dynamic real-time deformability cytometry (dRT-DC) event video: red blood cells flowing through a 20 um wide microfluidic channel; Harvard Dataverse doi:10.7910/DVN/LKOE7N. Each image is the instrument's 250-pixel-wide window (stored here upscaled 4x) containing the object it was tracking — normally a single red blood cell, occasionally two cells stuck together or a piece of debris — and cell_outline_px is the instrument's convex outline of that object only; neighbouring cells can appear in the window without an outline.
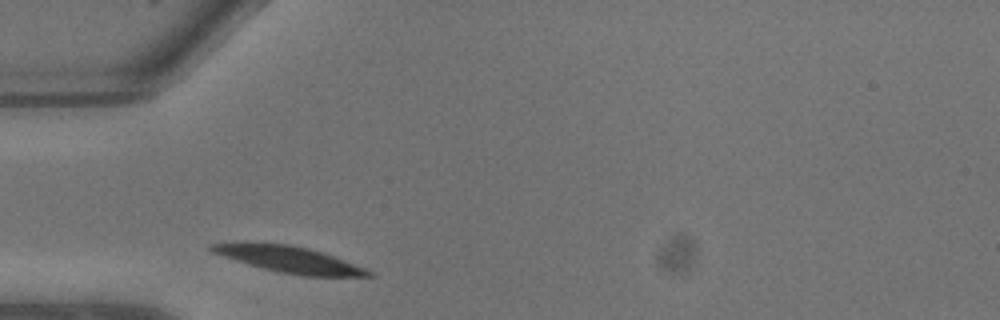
{"species": "common noctule bat (a hibernating species)", "species_latin": "Nyctalus noctula", "temperature_condition": "warm", "stored_images_in_passage": 8, "camera_frame_rate_fps": 3000, "um_per_image_px": 0.085, "animal": {"sex": "male", "body_mass_g": 13.3}, "frame": {"image": 1, "passage_image": 1, "time_ms": 0.0, "image_size_px": [1000, 320], "cell_outline_px": [[372, 276], [300, 276], [280, 272], [264, 268], [236, 260], [212, 252], [208, 248], [208, 244], [240, 240], [252, 240], [292, 244], [308, 248], [332, 256], [364, 268], [372, 272]], "centroid_in_image_um": [24.43, 21.99], "position_along_channel_um": 60.6, "area_um2": 24.39}}
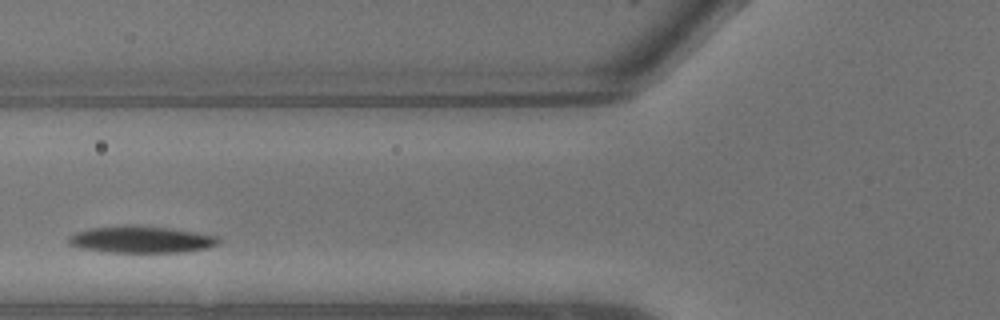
{"frame": {"image": 2, "passage_image": 3, "time_ms": 0.667, "image_size_px": [1000, 320], "cell_outline_px": [[220, 244], [208, 248], [184, 252], [104, 252], [80, 248], [68, 244], [68, 236], [76, 232], [92, 228], [132, 224], [172, 228], [220, 236]], "centroid_in_image_um": [12.03, 20.35], "position_along_channel_um": 113.8, "area_um2": 23.81}}
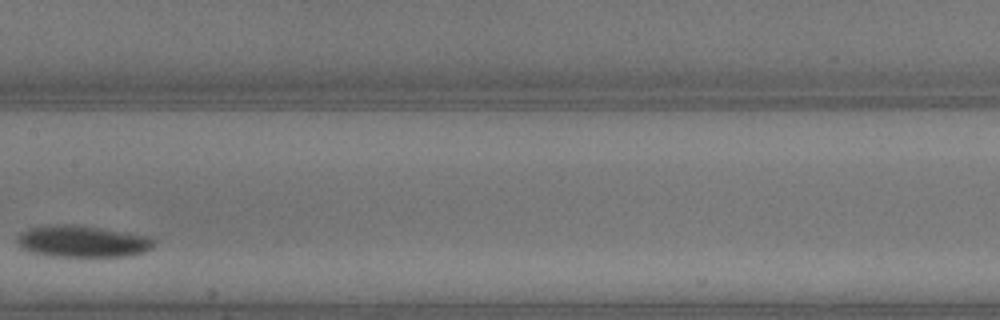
{"frame": {"image": 3, "passage_image": 6, "time_ms": 1.667, "image_size_px": [1000, 320], "cell_outline_px": [[156, 244], [152, 248], [144, 252], [128, 256], [52, 256], [32, 252], [20, 248], [16, 244], [16, 236], [28, 228], [100, 228], [148, 236], [156, 240]], "centroid_in_image_um": [7.07, 20.58], "position_along_channel_um": 200.3, "area_um2": 24.04}}